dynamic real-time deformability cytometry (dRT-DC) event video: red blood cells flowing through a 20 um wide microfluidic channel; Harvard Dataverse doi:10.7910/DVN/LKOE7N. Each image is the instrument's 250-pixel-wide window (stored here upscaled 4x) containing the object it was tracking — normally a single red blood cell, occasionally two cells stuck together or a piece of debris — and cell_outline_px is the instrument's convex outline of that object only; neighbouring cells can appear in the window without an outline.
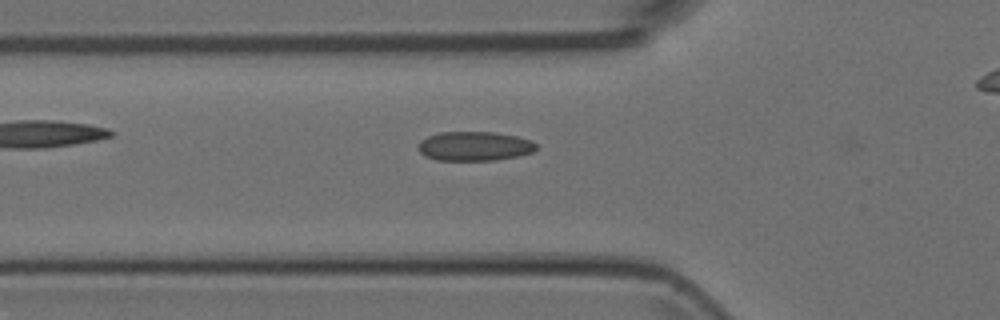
{"species": "Egyptian fruit bat (a non-hibernating species)", "species_latin": "Rousettus aegyptiacus", "temperature_condition": "room temperature", "stored_images_in_passage": 7, "camera_frame_rate_fps": 3000, "um_per_image_px": 0.085, "animal": {"sex": "female"}, "frame": {"image": 1, "passage_image": 7, "time_ms": 2.0, "image_size_px": [1000, 320], "cell_outline_px": [[536, 148], [532, 152], [516, 156], [496, 160], [436, 160], [424, 156], [420, 152], [420, 140], [428, 136], [440, 132], [492, 132], [516, 136], [532, 140], [536, 144]], "centroid_in_image_um": [40.33, 12.42], "position_along_channel_um": 85.5, "area_um2": 20.0}}